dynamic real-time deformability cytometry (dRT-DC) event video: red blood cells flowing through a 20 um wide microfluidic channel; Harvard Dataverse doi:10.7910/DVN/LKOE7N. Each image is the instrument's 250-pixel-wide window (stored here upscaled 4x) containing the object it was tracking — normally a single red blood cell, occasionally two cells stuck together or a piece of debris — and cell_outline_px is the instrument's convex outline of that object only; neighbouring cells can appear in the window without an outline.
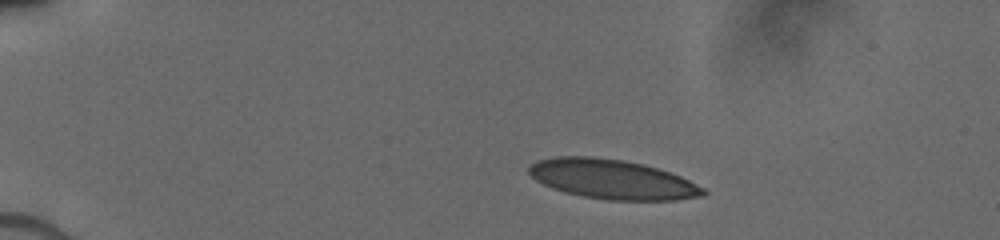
{"species": "human", "species_latin": "Homo sapiens", "temperature_condition": "cold", "stored_images_in_passage": 39, "camera_frame_rate_fps": 3000, "um_per_image_px": 0.085, "donor": {"sex": "male"}, "frame": {"image": 1, "passage_image": 1, "time_ms": 0.0, "image_size_px": [1000, 240], "cell_outline_px": [[708, 192], [704, 196], [676, 200], [608, 200], [584, 196], [564, 192], [552, 188], [536, 180], [528, 172], [528, 168], [536, 160], [552, 156], [592, 156], [624, 160], [644, 164], [680, 176], [704, 188]], "centroid_in_image_um": [52.03, 15.23], "position_along_channel_um": 33.0, "area_um2": 40.17}}
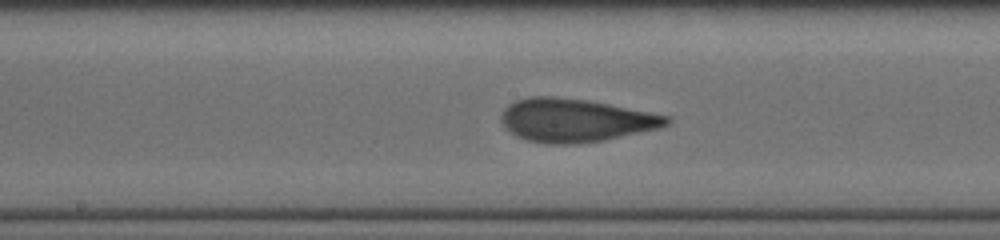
{"frame": {"image": 2, "passage_image": 16, "time_ms": 6.0, "image_size_px": [1000, 240], "cell_outline_px": [[672, 120], [668, 124], [660, 128], [604, 140], [580, 144], [544, 144], [528, 140], [516, 136], [504, 128], [500, 120], [500, 116], [504, 108], [508, 104], [516, 100], [532, 96], [552, 96], [584, 100], [608, 104], [668, 116]], "centroid_in_image_um": [48.85, 10.24], "position_along_channel_um": 199.4, "area_um2": 41.67}}
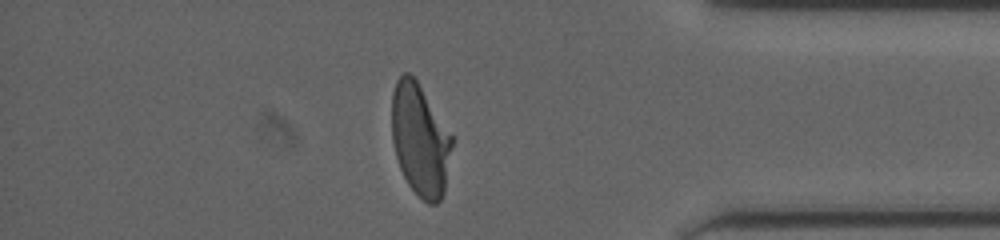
{"frame": {"image": 3, "passage_image": 32, "time_ms": 11.333, "image_size_px": [1000, 240], "cell_outline_px": [[452, 144], [444, 192], [440, 200], [436, 204], [428, 204], [408, 184], [400, 168], [396, 156], [392, 140], [392, 92], [396, 80], [404, 72], [408, 72], [416, 80], [452, 136]], "centroid_in_image_um": [35.69, 11.89], "position_along_channel_um": 399.5, "area_um2": 38.73}}